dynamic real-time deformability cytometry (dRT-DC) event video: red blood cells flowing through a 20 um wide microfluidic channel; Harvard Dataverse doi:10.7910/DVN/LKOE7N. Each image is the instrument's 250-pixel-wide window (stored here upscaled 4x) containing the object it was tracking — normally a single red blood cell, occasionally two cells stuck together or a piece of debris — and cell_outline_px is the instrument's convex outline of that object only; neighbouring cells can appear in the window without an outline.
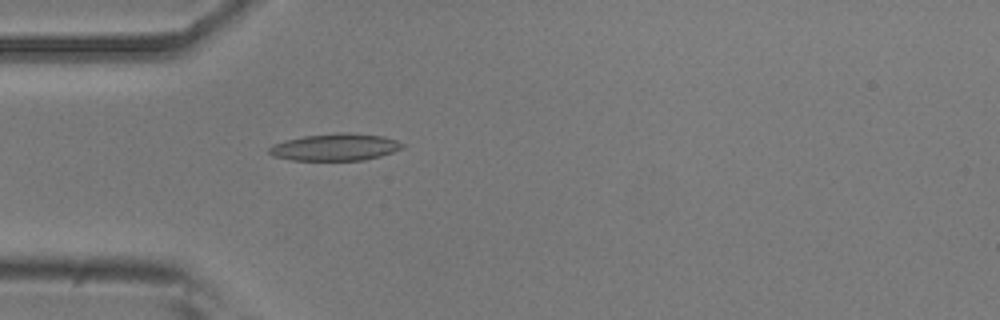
{"species": "common noctule bat (a hibernating species)", "species_latin": "Nyctalus noctula", "temperature_condition": "room temperature", "stored_images_in_passage": 39, "camera_frame_rate_fps": 3000, "um_per_image_px": 0.085, "animal": {"sex": "male", "body_mass_g": 20.5, "forearm_length_mm": 52.5}, "frame": {"image": 1, "passage_image": 2, "time_ms": 0.333, "image_size_px": [1000, 320], "cell_outline_px": [[404, 148], [380, 156], [364, 160], [292, 160], [272, 156], [268, 152], [268, 148], [272, 144], [284, 140], [304, 136], [336, 132], [348, 132], [384, 136], [396, 140], [404, 144]], "centroid_in_image_um": [28.48, 12.5], "position_along_channel_um": 56.5, "area_um2": 21.21}}
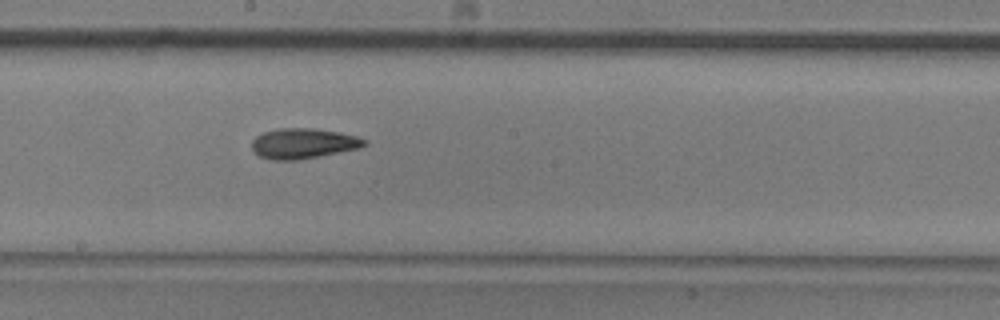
{"frame": {"image": 2, "passage_image": 15, "time_ms": 4.667, "image_size_px": [1000, 320], "cell_outline_px": [[368, 144], [360, 148], [296, 160], [272, 160], [260, 156], [252, 148], [252, 140], [256, 136], [264, 132], [280, 128], [316, 128], [340, 132], [356, 136], [368, 140]], "centroid_in_image_um": [25.81, 12.18], "position_along_channel_um": 222.4, "area_um2": 19.83}}
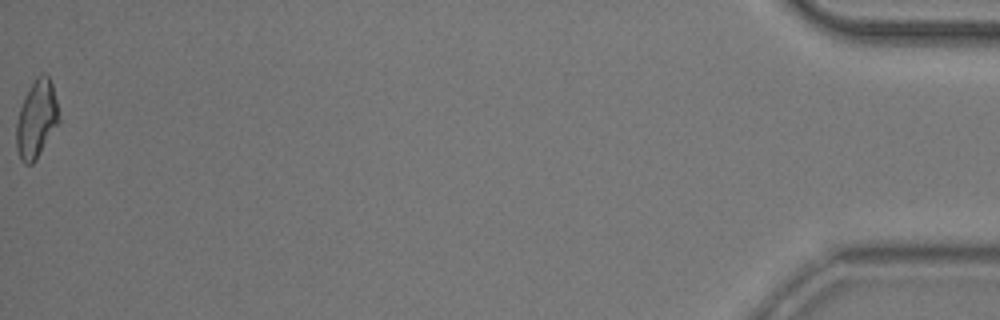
{"frame": {"image": 3, "passage_image": 39, "time_ms": 12.667, "image_size_px": [1000, 320], "cell_outline_px": [[60, 120], [36, 160], [32, 164], [24, 164], [20, 160], [16, 148], [16, 124], [20, 108], [36, 76], [44, 72], [48, 76], [52, 84], [60, 116]], "centroid_in_image_um": [3.1, 10.16], "position_along_channel_um": 432.1, "area_um2": 19.07}, "authors_computed_cell_mechanics": {"area_um2": 19.1318, "velocity_mm_per_s": 3.8923, "shape_relaxation_time_tau1_ms": 9.1654, "shape_relaxation_time_tau2_ms": 3.9948, "deformation_change_tau1": 0.1922, "deformation_change_tau2": 0.1268}}